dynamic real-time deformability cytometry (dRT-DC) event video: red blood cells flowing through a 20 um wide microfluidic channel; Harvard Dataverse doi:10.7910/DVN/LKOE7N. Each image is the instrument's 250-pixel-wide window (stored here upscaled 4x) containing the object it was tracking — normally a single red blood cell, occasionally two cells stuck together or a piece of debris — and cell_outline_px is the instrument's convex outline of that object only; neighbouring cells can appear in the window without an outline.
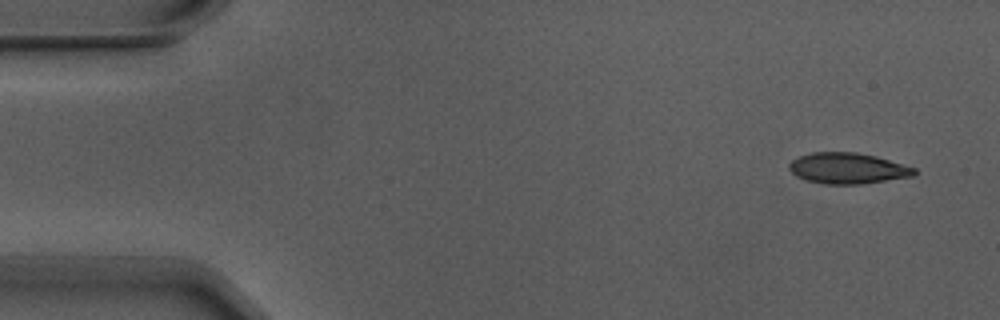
{"species": "Egyptian fruit bat (a non-hibernating species)", "species_latin": "Rousettus aegyptiacus", "temperature_condition": "warm", "stored_images_in_passage": 4, "camera_frame_rate_fps": 3000, "um_per_image_px": 0.085, "animal": {"sex": "male"}, "frame": {"image": 1, "passage_image": 1, "time_ms": 0.0, "image_size_px": [1000, 320], "cell_outline_px": [[916, 176], [860, 184], [824, 184], [808, 180], [796, 176], [788, 168], [788, 164], [792, 160], [800, 156], [812, 152], [856, 152], [876, 156], [916, 168]], "centroid_in_image_um": [72.07, 14.3], "position_along_channel_um": 12.9, "area_um2": 22.54}}
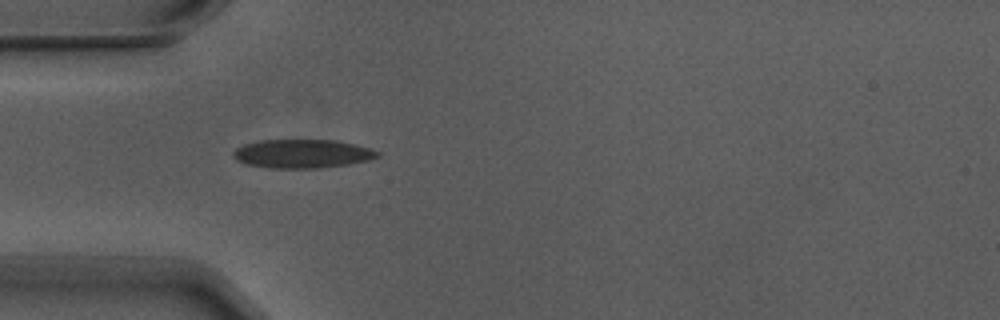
{"frame": {"image": 2, "passage_image": 4, "time_ms": 1.0, "image_size_px": [1000, 320], "cell_outline_px": [[380, 156], [368, 160], [348, 164], [320, 168], [268, 168], [244, 164], [236, 160], [232, 156], [232, 152], [236, 148], [244, 144], [260, 140], [332, 140], [352, 144], [368, 148], [380, 152]], "centroid_in_image_um": [25.63, 13.07], "position_along_channel_um": 59.4, "area_um2": 24.1}}